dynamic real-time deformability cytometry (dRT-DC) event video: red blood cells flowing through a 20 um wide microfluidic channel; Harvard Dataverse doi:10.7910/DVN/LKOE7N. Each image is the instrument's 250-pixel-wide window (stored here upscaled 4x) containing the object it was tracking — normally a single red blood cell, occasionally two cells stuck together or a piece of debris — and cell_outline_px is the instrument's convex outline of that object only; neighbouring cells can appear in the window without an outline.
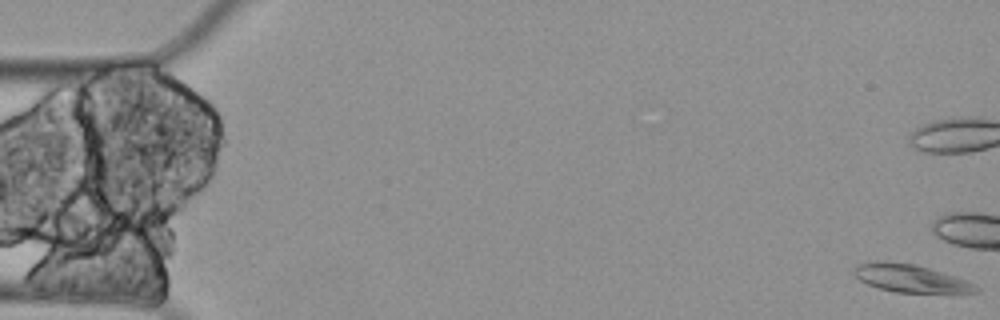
{"species": "Egyptian fruit bat (a non-hibernating species)", "species_latin": "Rousettus aegyptiacus", "temperature_condition": "cold", "stored_images_in_passage": 18, "camera_frame_rate_fps": 3000, "um_per_image_px": 0.085, "animal": {"sex": "female"}, "frame": {"image": 1, "passage_image": 1, "time_ms": 0.0, "image_size_px": [1000, 320], "cell_outline_px": [[980, 292], [896, 292], [880, 288], [868, 284], [860, 280], [852, 272], [852, 268], [860, 264], [880, 260], [916, 264], [976, 284], [980, 288]], "centroid_in_image_um": [77.35, 23.65], "position_along_channel_um": 7.6, "area_um2": 19.36}}